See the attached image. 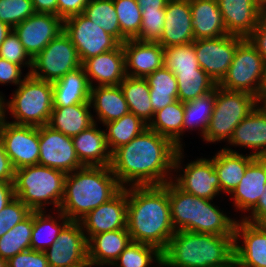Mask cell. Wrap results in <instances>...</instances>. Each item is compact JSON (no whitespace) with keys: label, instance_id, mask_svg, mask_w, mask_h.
Here are the masks:
<instances>
[{"label":"cell","instance_id":"30","mask_svg":"<svg viewBox=\"0 0 266 267\" xmlns=\"http://www.w3.org/2000/svg\"><path fill=\"white\" fill-rule=\"evenodd\" d=\"M130 242L128 229L93 235L88 240V261L94 265H113Z\"/></svg>","mask_w":266,"mask_h":267},{"label":"cell","instance_id":"62","mask_svg":"<svg viewBox=\"0 0 266 267\" xmlns=\"http://www.w3.org/2000/svg\"><path fill=\"white\" fill-rule=\"evenodd\" d=\"M259 103L263 106V108L266 110V93L262 96V98L259 100Z\"/></svg>","mask_w":266,"mask_h":267},{"label":"cell","instance_id":"7","mask_svg":"<svg viewBox=\"0 0 266 267\" xmlns=\"http://www.w3.org/2000/svg\"><path fill=\"white\" fill-rule=\"evenodd\" d=\"M53 108V84L31 74L12 91L9 99L5 95L6 120L13 124L47 125Z\"/></svg>","mask_w":266,"mask_h":267},{"label":"cell","instance_id":"21","mask_svg":"<svg viewBox=\"0 0 266 267\" xmlns=\"http://www.w3.org/2000/svg\"><path fill=\"white\" fill-rule=\"evenodd\" d=\"M266 188V157H256L245 170L238 186L228 196L242 219L258 202ZM231 197V198H230ZM244 214V215H243Z\"/></svg>","mask_w":266,"mask_h":267},{"label":"cell","instance_id":"8","mask_svg":"<svg viewBox=\"0 0 266 267\" xmlns=\"http://www.w3.org/2000/svg\"><path fill=\"white\" fill-rule=\"evenodd\" d=\"M258 104L259 99L248 92L229 91L216 86L213 113L202 141L206 145L227 144L236 126Z\"/></svg>","mask_w":266,"mask_h":267},{"label":"cell","instance_id":"66","mask_svg":"<svg viewBox=\"0 0 266 267\" xmlns=\"http://www.w3.org/2000/svg\"><path fill=\"white\" fill-rule=\"evenodd\" d=\"M93 267H114L113 265H94Z\"/></svg>","mask_w":266,"mask_h":267},{"label":"cell","instance_id":"33","mask_svg":"<svg viewBox=\"0 0 266 267\" xmlns=\"http://www.w3.org/2000/svg\"><path fill=\"white\" fill-rule=\"evenodd\" d=\"M69 222L60 210L33 211L31 249L44 252Z\"/></svg>","mask_w":266,"mask_h":267},{"label":"cell","instance_id":"10","mask_svg":"<svg viewBox=\"0 0 266 267\" xmlns=\"http://www.w3.org/2000/svg\"><path fill=\"white\" fill-rule=\"evenodd\" d=\"M263 58L245 38L235 51L233 61L217 86L229 91L248 92L261 99Z\"/></svg>","mask_w":266,"mask_h":267},{"label":"cell","instance_id":"61","mask_svg":"<svg viewBox=\"0 0 266 267\" xmlns=\"http://www.w3.org/2000/svg\"><path fill=\"white\" fill-rule=\"evenodd\" d=\"M256 3L266 13V0H256Z\"/></svg>","mask_w":266,"mask_h":267},{"label":"cell","instance_id":"25","mask_svg":"<svg viewBox=\"0 0 266 267\" xmlns=\"http://www.w3.org/2000/svg\"><path fill=\"white\" fill-rule=\"evenodd\" d=\"M227 34L247 38L265 13L256 0H217Z\"/></svg>","mask_w":266,"mask_h":267},{"label":"cell","instance_id":"5","mask_svg":"<svg viewBox=\"0 0 266 267\" xmlns=\"http://www.w3.org/2000/svg\"><path fill=\"white\" fill-rule=\"evenodd\" d=\"M234 236L176 231L162 252V267H230Z\"/></svg>","mask_w":266,"mask_h":267},{"label":"cell","instance_id":"50","mask_svg":"<svg viewBox=\"0 0 266 267\" xmlns=\"http://www.w3.org/2000/svg\"><path fill=\"white\" fill-rule=\"evenodd\" d=\"M8 267H49L44 252L26 250L20 252L7 261Z\"/></svg>","mask_w":266,"mask_h":267},{"label":"cell","instance_id":"35","mask_svg":"<svg viewBox=\"0 0 266 267\" xmlns=\"http://www.w3.org/2000/svg\"><path fill=\"white\" fill-rule=\"evenodd\" d=\"M130 113L135 114L147 125L154 112L150 100V87L145 78L126 76L119 84Z\"/></svg>","mask_w":266,"mask_h":267},{"label":"cell","instance_id":"24","mask_svg":"<svg viewBox=\"0 0 266 267\" xmlns=\"http://www.w3.org/2000/svg\"><path fill=\"white\" fill-rule=\"evenodd\" d=\"M125 53L126 75L145 78L164 67V48L158 42L128 39L122 44Z\"/></svg>","mask_w":266,"mask_h":267},{"label":"cell","instance_id":"12","mask_svg":"<svg viewBox=\"0 0 266 267\" xmlns=\"http://www.w3.org/2000/svg\"><path fill=\"white\" fill-rule=\"evenodd\" d=\"M64 32L77 49L81 63L88 58L116 49L121 44L83 13L65 19Z\"/></svg>","mask_w":266,"mask_h":267},{"label":"cell","instance_id":"64","mask_svg":"<svg viewBox=\"0 0 266 267\" xmlns=\"http://www.w3.org/2000/svg\"><path fill=\"white\" fill-rule=\"evenodd\" d=\"M79 267H93V263L87 261L85 264L79 266Z\"/></svg>","mask_w":266,"mask_h":267},{"label":"cell","instance_id":"31","mask_svg":"<svg viewBox=\"0 0 266 267\" xmlns=\"http://www.w3.org/2000/svg\"><path fill=\"white\" fill-rule=\"evenodd\" d=\"M52 84L54 107L90 102L91 86L82 66Z\"/></svg>","mask_w":266,"mask_h":267},{"label":"cell","instance_id":"2","mask_svg":"<svg viewBox=\"0 0 266 267\" xmlns=\"http://www.w3.org/2000/svg\"><path fill=\"white\" fill-rule=\"evenodd\" d=\"M127 229L132 242L163 252L175 234L171 221L168 182L160 186L127 187Z\"/></svg>","mask_w":266,"mask_h":267},{"label":"cell","instance_id":"37","mask_svg":"<svg viewBox=\"0 0 266 267\" xmlns=\"http://www.w3.org/2000/svg\"><path fill=\"white\" fill-rule=\"evenodd\" d=\"M150 87L153 112L163 109L178 100V86L175 75L162 67L145 77Z\"/></svg>","mask_w":266,"mask_h":267},{"label":"cell","instance_id":"15","mask_svg":"<svg viewBox=\"0 0 266 267\" xmlns=\"http://www.w3.org/2000/svg\"><path fill=\"white\" fill-rule=\"evenodd\" d=\"M49 267H79L88 261V240L79 221H70L44 251Z\"/></svg>","mask_w":266,"mask_h":267},{"label":"cell","instance_id":"56","mask_svg":"<svg viewBox=\"0 0 266 267\" xmlns=\"http://www.w3.org/2000/svg\"><path fill=\"white\" fill-rule=\"evenodd\" d=\"M36 13L57 15V0H32Z\"/></svg>","mask_w":266,"mask_h":267},{"label":"cell","instance_id":"27","mask_svg":"<svg viewBox=\"0 0 266 267\" xmlns=\"http://www.w3.org/2000/svg\"><path fill=\"white\" fill-rule=\"evenodd\" d=\"M214 156L209 157L213 161V166L217 172L220 182V193L228 197L238 186L247 166L256 158L248 152H231L222 147L216 151ZM224 194V195H223Z\"/></svg>","mask_w":266,"mask_h":267},{"label":"cell","instance_id":"60","mask_svg":"<svg viewBox=\"0 0 266 267\" xmlns=\"http://www.w3.org/2000/svg\"><path fill=\"white\" fill-rule=\"evenodd\" d=\"M266 93V60L263 62L262 80H261V98Z\"/></svg>","mask_w":266,"mask_h":267},{"label":"cell","instance_id":"46","mask_svg":"<svg viewBox=\"0 0 266 267\" xmlns=\"http://www.w3.org/2000/svg\"><path fill=\"white\" fill-rule=\"evenodd\" d=\"M165 10L142 11L139 35L135 40L142 42H158L164 27Z\"/></svg>","mask_w":266,"mask_h":267},{"label":"cell","instance_id":"40","mask_svg":"<svg viewBox=\"0 0 266 267\" xmlns=\"http://www.w3.org/2000/svg\"><path fill=\"white\" fill-rule=\"evenodd\" d=\"M33 211L0 237V257L9 260L16 254L31 249Z\"/></svg>","mask_w":266,"mask_h":267},{"label":"cell","instance_id":"28","mask_svg":"<svg viewBox=\"0 0 266 267\" xmlns=\"http://www.w3.org/2000/svg\"><path fill=\"white\" fill-rule=\"evenodd\" d=\"M89 101L94 122L102 126L130 112L119 85L91 87Z\"/></svg>","mask_w":266,"mask_h":267},{"label":"cell","instance_id":"63","mask_svg":"<svg viewBox=\"0 0 266 267\" xmlns=\"http://www.w3.org/2000/svg\"><path fill=\"white\" fill-rule=\"evenodd\" d=\"M0 267H8L7 266V260L0 257Z\"/></svg>","mask_w":266,"mask_h":267},{"label":"cell","instance_id":"59","mask_svg":"<svg viewBox=\"0 0 266 267\" xmlns=\"http://www.w3.org/2000/svg\"><path fill=\"white\" fill-rule=\"evenodd\" d=\"M5 121H6L5 95H0V132L2 130Z\"/></svg>","mask_w":266,"mask_h":267},{"label":"cell","instance_id":"53","mask_svg":"<svg viewBox=\"0 0 266 267\" xmlns=\"http://www.w3.org/2000/svg\"><path fill=\"white\" fill-rule=\"evenodd\" d=\"M242 220L252 224L266 225V188L257 204L243 216Z\"/></svg>","mask_w":266,"mask_h":267},{"label":"cell","instance_id":"57","mask_svg":"<svg viewBox=\"0 0 266 267\" xmlns=\"http://www.w3.org/2000/svg\"><path fill=\"white\" fill-rule=\"evenodd\" d=\"M141 11L165 10L168 0H136Z\"/></svg>","mask_w":266,"mask_h":267},{"label":"cell","instance_id":"54","mask_svg":"<svg viewBox=\"0 0 266 267\" xmlns=\"http://www.w3.org/2000/svg\"><path fill=\"white\" fill-rule=\"evenodd\" d=\"M15 169L0 140V182H14Z\"/></svg>","mask_w":266,"mask_h":267},{"label":"cell","instance_id":"34","mask_svg":"<svg viewBox=\"0 0 266 267\" xmlns=\"http://www.w3.org/2000/svg\"><path fill=\"white\" fill-rule=\"evenodd\" d=\"M183 116L184 103L177 100L156 111L153 119L148 124V128L161 136L167 137L178 148L183 149L185 147V142H183Z\"/></svg>","mask_w":266,"mask_h":267},{"label":"cell","instance_id":"9","mask_svg":"<svg viewBox=\"0 0 266 267\" xmlns=\"http://www.w3.org/2000/svg\"><path fill=\"white\" fill-rule=\"evenodd\" d=\"M184 149H179L176 153L172 181L187 193L199 198L217 201L219 197H222V194L213 161L208 156H206L207 158L200 156L184 164V158L187 154Z\"/></svg>","mask_w":266,"mask_h":267},{"label":"cell","instance_id":"13","mask_svg":"<svg viewBox=\"0 0 266 267\" xmlns=\"http://www.w3.org/2000/svg\"><path fill=\"white\" fill-rule=\"evenodd\" d=\"M245 38L225 35L217 38L198 39L193 42L200 68L218 84L226 75L237 46Z\"/></svg>","mask_w":266,"mask_h":267},{"label":"cell","instance_id":"4","mask_svg":"<svg viewBox=\"0 0 266 267\" xmlns=\"http://www.w3.org/2000/svg\"><path fill=\"white\" fill-rule=\"evenodd\" d=\"M168 199L175 231L234 236L238 217H232L213 200L187 193L172 180L168 182Z\"/></svg>","mask_w":266,"mask_h":267},{"label":"cell","instance_id":"1","mask_svg":"<svg viewBox=\"0 0 266 267\" xmlns=\"http://www.w3.org/2000/svg\"><path fill=\"white\" fill-rule=\"evenodd\" d=\"M178 148L150 128L111 153V171L122 188L160 186L172 180Z\"/></svg>","mask_w":266,"mask_h":267},{"label":"cell","instance_id":"6","mask_svg":"<svg viewBox=\"0 0 266 267\" xmlns=\"http://www.w3.org/2000/svg\"><path fill=\"white\" fill-rule=\"evenodd\" d=\"M66 173L42 165L15 170L14 191L31 211L59 210L64 195ZM50 207V209H48Z\"/></svg>","mask_w":266,"mask_h":267},{"label":"cell","instance_id":"26","mask_svg":"<svg viewBox=\"0 0 266 267\" xmlns=\"http://www.w3.org/2000/svg\"><path fill=\"white\" fill-rule=\"evenodd\" d=\"M99 125V123H94L88 129L72 137L78 159L84 166L111 165V152L106 143L105 130Z\"/></svg>","mask_w":266,"mask_h":267},{"label":"cell","instance_id":"55","mask_svg":"<svg viewBox=\"0 0 266 267\" xmlns=\"http://www.w3.org/2000/svg\"><path fill=\"white\" fill-rule=\"evenodd\" d=\"M14 198V182H0V211Z\"/></svg>","mask_w":266,"mask_h":267},{"label":"cell","instance_id":"42","mask_svg":"<svg viewBox=\"0 0 266 267\" xmlns=\"http://www.w3.org/2000/svg\"><path fill=\"white\" fill-rule=\"evenodd\" d=\"M83 14L121 43V30L113 0H90Z\"/></svg>","mask_w":266,"mask_h":267},{"label":"cell","instance_id":"47","mask_svg":"<svg viewBox=\"0 0 266 267\" xmlns=\"http://www.w3.org/2000/svg\"><path fill=\"white\" fill-rule=\"evenodd\" d=\"M0 57L21 66L24 70L26 68L25 71H28V74L32 70V59L24 50L23 44L13 30L0 46Z\"/></svg>","mask_w":266,"mask_h":267},{"label":"cell","instance_id":"16","mask_svg":"<svg viewBox=\"0 0 266 267\" xmlns=\"http://www.w3.org/2000/svg\"><path fill=\"white\" fill-rule=\"evenodd\" d=\"M0 140L14 169L37 165L40 155L39 127L4 122Z\"/></svg>","mask_w":266,"mask_h":267},{"label":"cell","instance_id":"17","mask_svg":"<svg viewBox=\"0 0 266 267\" xmlns=\"http://www.w3.org/2000/svg\"><path fill=\"white\" fill-rule=\"evenodd\" d=\"M33 60L51 40L64 31V21L55 14L35 13L13 28Z\"/></svg>","mask_w":266,"mask_h":267},{"label":"cell","instance_id":"19","mask_svg":"<svg viewBox=\"0 0 266 267\" xmlns=\"http://www.w3.org/2000/svg\"><path fill=\"white\" fill-rule=\"evenodd\" d=\"M234 261L242 267H266V225L237 220Z\"/></svg>","mask_w":266,"mask_h":267},{"label":"cell","instance_id":"32","mask_svg":"<svg viewBox=\"0 0 266 267\" xmlns=\"http://www.w3.org/2000/svg\"><path fill=\"white\" fill-rule=\"evenodd\" d=\"M92 114L90 102L54 107L47 125L66 136L74 137L95 123Z\"/></svg>","mask_w":266,"mask_h":267},{"label":"cell","instance_id":"38","mask_svg":"<svg viewBox=\"0 0 266 267\" xmlns=\"http://www.w3.org/2000/svg\"><path fill=\"white\" fill-rule=\"evenodd\" d=\"M103 127H105L108 149L112 153L118 147L129 143L141 134L148 128V125L135 114L129 112L120 119L104 124Z\"/></svg>","mask_w":266,"mask_h":267},{"label":"cell","instance_id":"23","mask_svg":"<svg viewBox=\"0 0 266 267\" xmlns=\"http://www.w3.org/2000/svg\"><path fill=\"white\" fill-rule=\"evenodd\" d=\"M189 0H168L162 36L158 43L167 48L195 41Z\"/></svg>","mask_w":266,"mask_h":267},{"label":"cell","instance_id":"11","mask_svg":"<svg viewBox=\"0 0 266 267\" xmlns=\"http://www.w3.org/2000/svg\"><path fill=\"white\" fill-rule=\"evenodd\" d=\"M80 66L82 63L77 49L63 31L32 60L30 74L53 83Z\"/></svg>","mask_w":266,"mask_h":267},{"label":"cell","instance_id":"36","mask_svg":"<svg viewBox=\"0 0 266 267\" xmlns=\"http://www.w3.org/2000/svg\"><path fill=\"white\" fill-rule=\"evenodd\" d=\"M215 104V89L204 96L184 103L183 136L185 132L192 131L200 135L201 140L205 136Z\"/></svg>","mask_w":266,"mask_h":267},{"label":"cell","instance_id":"48","mask_svg":"<svg viewBox=\"0 0 266 267\" xmlns=\"http://www.w3.org/2000/svg\"><path fill=\"white\" fill-rule=\"evenodd\" d=\"M32 211L17 197L0 211V237L25 219Z\"/></svg>","mask_w":266,"mask_h":267},{"label":"cell","instance_id":"29","mask_svg":"<svg viewBox=\"0 0 266 267\" xmlns=\"http://www.w3.org/2000/svg\"><path fill=\"white\" fill-rule=\"evenodd\" d=\"M195 40L227 35L217 0H189Z\"/></svg>","mask_w":266,"mask_h":267},{"label":"cell","instance_id":"43","mask_svg":"<svg viewBox=\"0 0 266 267\" xmlns=\"http://www.w3.org/2000/svg\"><path fill=\"white\" fill-rule=\"evenodd\" d=\"M117 13L121 44L128 39H135L139 35L142 21V11L136 0H113Z\"/></svg>","mask_w":266,"mask_h":267},{"label":"cell","instance_id":"41","mask_svg":"<svg viewBox=\"0 0 266 267\" xmlns=\"http://www.w3.org/2000/svg\"><path fill=\"white\" fill-rule=\"evenodd\" d=\"M114 267H162V252L156 247L130 242L113 263Z\"/></svg>","mask_w":266,"mask_h":267},{"label":"cell","instance_id":"49","mask_svg":"<svg viewBox=\"0 0 266 267\" xmlns=\"http://www.w3.org/2000/svg\"><path fill=\"white\" fill-rule=\"evenodd\" d=\"M24 73V70L21 66L6 61L4 58L0 57V85L2 86H15L17 88L24 79L29 75ZM13 84V85H12ZM0 95H5L0 91Z\"/></svg>","mask_w":266,"mask_h":267},{"label":"cell","instance_id":"58","mask_svg":"<svg viewBox=\"0 0 266 267\" xmlns=\"http://www.w3.org/2000/svg\"><path fill=\"white\" fill-rule=\"evenodd\" d=\"M13 29L6 23L0 21V46L5 40V38L11 33Z\"/></svg>","mask_w":266,"mask_h":267},{"label":"cell","instance_id":"3","mask_svg":"<svg viewBox=\"0 0 266 267\" xmlns=\"http://www.w3.org/2000/svg\"><path fill=\"white\" fill-rule=\"evenodd\" d=\"M121 189L110 166H84L66 174L59 210L70 221H79Z\"/></svg>","mask_w":266,"mask_h":267},{"label":"cell","instance_id":"65","mask_svg":"<svg viewBox=\"0 0 266 267\" xmlns=\"http://www.w3.org/2000/svg\"><path fill=\"white\" fill-rule=\"evenodd\" d=\"M230 267H242V266L238 264L236 261H233Z\"/></svg>","mask_w":266,"mask_h":267},{"label":"cell","instance_id":"44","mask_svg":"<svg viewBox=\"0 0 266 267\" xmlns=\"http://www.w3.org/2000/svg\"><path fill=\"white\" fill-rule=\"evenodd\" d=\"M164 67L172 71H203L193 43L164 48Z\"/></svg>","mask_w":266,"mask_h":267},{"label":"cell","instance_id":"22","mask_svg":"<svg viewBox=\"0 0 266 267\" xmlns=\"http://www.w3.org/2000/svg\"><path fill=\"white\" fill-rule=\"evenodd\" d=\"M82 67L91 87L119 85L127 76L122 44L116 49L86 59Z\"/></svg>","mask_w":266,"mask_h":267},{"label":"cell","instance_id":"45","mask_svg":"<svg viewBox=\"0 0 266 267\" xmlns=\"http://www.w3.org/2000/svg\"><path fill=\"white\" fill-rule=\"evenodd\" d=\"M35 13L32 0H0V21L12 29Z\"/></svg>","mask_w":266,"mask_h":267},{"label":"cell","instance_id":"51","mask_svg":"<svg viewBox=\"0 0 266 267\" xmlns=\"http://www.w3.org/2000/svg\"><path fill=\"white\" fill-rule=\"evenodd\" d=\"M247 39L256 48L263 60H266V13L261 16L258 25Z\"/></svg>","mask_w":266,"mask_h":267},{"label":"cell","instance_id":"52","mask_svg":"<svg viewBox=\"0 0 266 267\" xmlns=\"http://www.w3.org/2000/svg\"><path fill=\"white\" fill-rule=\"evenodd\" d=\"M90 0H57V16L63 21L83 13Z\"/></svg>","mask_w":266,"mask_h":267},{"label":"cell","instance_id":"39","mask_svg":"<svg viewBox=\"0 0 266 267\" xmlns=\"http://www.w3.org/2000/svg\"><path fill=\"white\" fill-rule=\"evenodd\" d=\"M177 80L178 100H195L212 92L217 84L204 71H172Z\"/></svg>","mask_w":266,"mask_h":267},{"label":"cell","instance_id":"18","mask_svg":"<svg viewBox=\"0 0 266 267\" xmlns=\"http://www.w3.org/2000/svg\"><path fill=\"white\" fill-rule=\"evenodd\" d=\"M127 187L122 188L108 202L99 205L79 220L89 240L103 232L127 229Z\"/></svg>","mask_w":266,"mask_h":267},{"label":"cell","instance_id":"14","mask_svg":"<svg viewBox=\"0 0 266 267\" xmlns=\"http://www.w3.org/2000/svg\"><path fill=\"white\" fill-rule=\"evenodd\" d=\"M38 164L71 173L84 167L76 154L72 137L53 130L48 125L39 127Z\"/></svg>","mask_w":266,"mask_h":267},{"label":"cell","instance_id":"20","mask_svg":"<svg viewBox=\"0 0 266 267\" xmlns=\"http://www.w3.org/2000/svg\"><path fill=\"white\" fill-rule=\"evenodd\" d=\"M226 145L223 148L231 152L243 147L249 155L266 157V110L260 103L236 126Z\"/></svg>","mask_w":266,"mask_h":267}]
</instances>
